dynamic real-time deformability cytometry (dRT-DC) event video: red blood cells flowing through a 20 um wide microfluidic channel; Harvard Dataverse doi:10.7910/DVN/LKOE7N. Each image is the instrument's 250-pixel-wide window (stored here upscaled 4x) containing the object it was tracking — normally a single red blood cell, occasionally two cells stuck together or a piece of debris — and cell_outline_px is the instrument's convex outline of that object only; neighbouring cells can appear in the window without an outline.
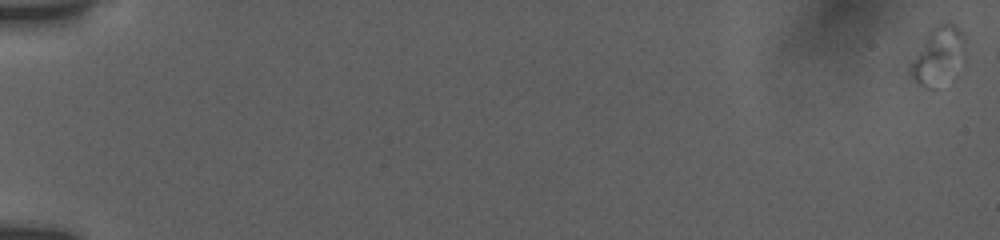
{"species": "human", "species_latin": "Homo sapiens", "temperature_condition": "room temperature", "stored_images_in_passage": 52, "segment_of_instrument_passage": [1, 2], "camera_frame_rate_fps": 3000, "um_per_image_px": 0.085, "donor": {"sex": "female"}, "frame": {"image": 1, "passage_image": 1, "time_ms": 0.0, "image_size_px": [1000, 240], "cell_outline_px": [[964, 60], [932, 88], [928, 88], [920, 84], [908, 72], [928, 32], [932, 28], [948, 20], [964, 36]], "centroid_in_image_um": [79.75, 4.66], "position_along_channel_um": 5.2, "area_um2": 16.99}}